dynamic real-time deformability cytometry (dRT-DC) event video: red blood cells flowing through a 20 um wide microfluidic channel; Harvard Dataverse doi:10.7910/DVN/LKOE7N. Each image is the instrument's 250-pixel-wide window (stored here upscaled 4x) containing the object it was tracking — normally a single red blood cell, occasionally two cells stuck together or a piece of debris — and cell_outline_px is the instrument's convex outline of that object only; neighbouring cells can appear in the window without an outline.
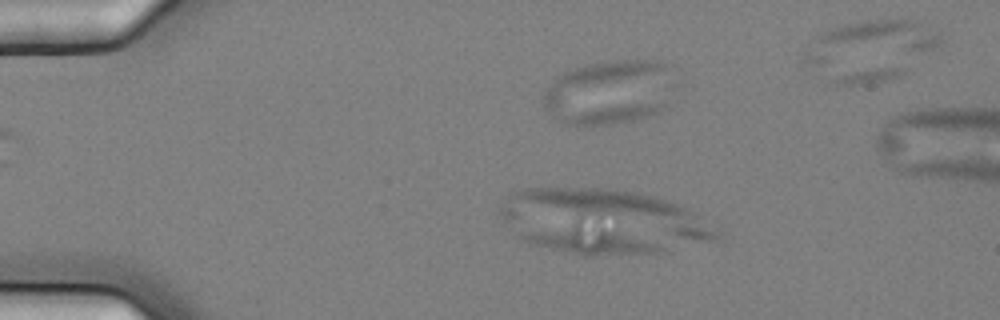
{"species": "common noctule bat (a hibernating species)", "species_latin": "Nyctalus noctula", "temperature_condition": "cold", "stored_images_in_passage": 7, "camera_frame_rate_fps": 3000, "um_per_image_px": 0.085, "animal": {"sex": "female", "body_mass_g": 25.1}, "frame": {"image": 1, "passage_image": 3, "time_ms": 0.667, "image_size_px": [1000, 320], "cell_outline_px": [[664, 252], [588, 256], [580, 256], [532, 244], [516, 236], [532, 232], [572, 228], [576, 228], [616, 232], [656, 244], [664, 248]], "centroid_in_image_um": [50.17, 20.6], "position_along_channel_um": 34.8, "area_um2": 19.13}}